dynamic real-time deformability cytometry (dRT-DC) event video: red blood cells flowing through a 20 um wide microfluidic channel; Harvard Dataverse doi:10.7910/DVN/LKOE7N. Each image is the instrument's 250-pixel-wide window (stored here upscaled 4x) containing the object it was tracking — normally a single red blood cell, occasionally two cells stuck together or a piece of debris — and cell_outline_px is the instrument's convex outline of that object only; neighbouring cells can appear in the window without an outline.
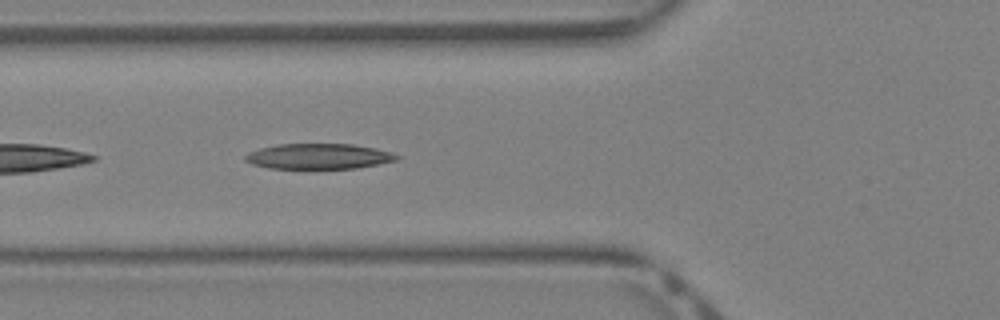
{"species": "Egyptian fruit bat (a non-hibernating species)", "species_latin": "Rousettus aegyptiacus", "temperature_condition": "warm", "stored_images_in_passage": 28, "camera_frame_rate_fps": 3000, "um_per_image_px": 0.085, "animal": {"sex": "female"}, "frame": {"image": 1, "passage_image": 6, "time_ms": 1.667, "image_size_px": [1000, 320], "cell_outline_px": [[400, 156], [396, 160], [356, 168], [268, 168], [252, 164], [244, 160], [244, 156], [248, 152], [260, 148], [276, 144], [352, 144], [376, 148], [392, 152]], "centroid_in_image_um": [27.05, 13.28], "position_along_channel_um": 98.7, "area_um2": 22.37}}
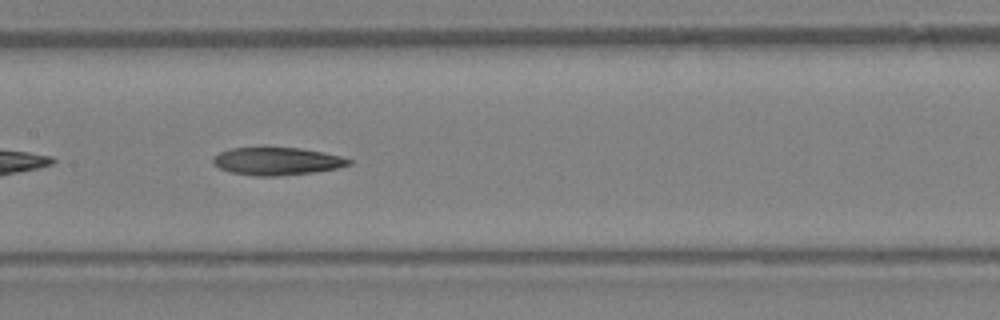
{"frame": {"image": 2, "passage_image": 11, "time_ms": 3.333, "image_size_px": [1000, 320], "cell_outline_px": [[352, 164], [336, 168], [312, 172], [276, 176], [256, 176], [232, 172], [220, 168], [212, 160], [220, 152], [232, 148], [300, 148], [324, 152], [340, 156], [352, 160]], "centroid_in_image_um": [23.58, 13.7], "position_along_channel_um": 183.8, "area_um2": 21.5}}
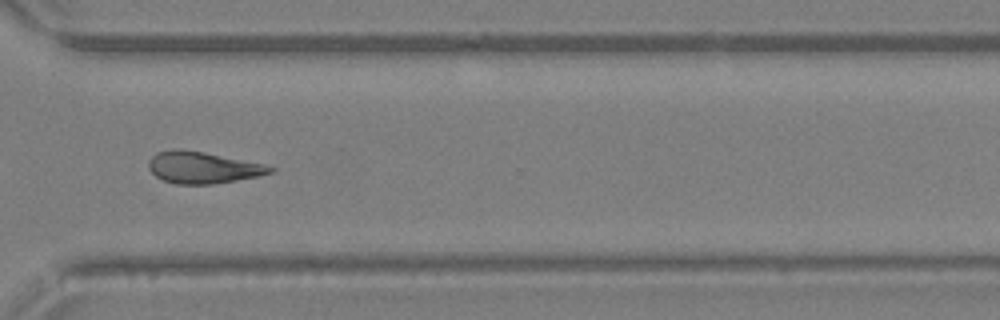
{"frame": {"image": 3, "passage_image": 21, "time_ms": 6.667, "image_size_px": [1000, 320], "cell_outline_px": [[276, 168], [272, 172], [256, 176], [236, 180], [212, 184], [176, 184], [164, 180], [156, 176], [148, 168], [148, 160], [156, 152], [172, 148], [180, 148], [204, 152], [264, 164]], "centroid_in_image_um": [17.18, 14.22], "position_along_channel_um": 353.4, "area_um2": 22.37}}